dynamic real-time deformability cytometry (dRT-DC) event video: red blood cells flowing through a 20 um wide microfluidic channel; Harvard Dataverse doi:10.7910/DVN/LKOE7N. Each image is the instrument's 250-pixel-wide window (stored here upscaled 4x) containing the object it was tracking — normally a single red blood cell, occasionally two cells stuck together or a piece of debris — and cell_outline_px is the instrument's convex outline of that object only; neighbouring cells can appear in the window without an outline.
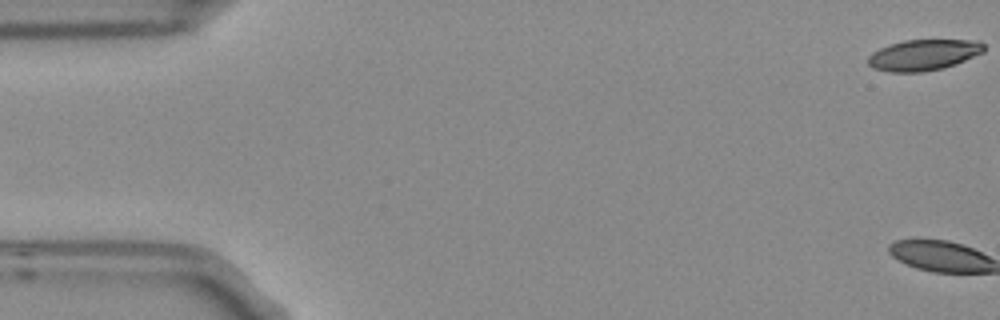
{"species": "Egyptian fruit bat (a non-hibernating species)", "species_latin": "Rousettus aegyptiacus", "temperature_condition": "room temperature", "stored_images_in_passage": 3, "camera_frame_rate_fps": 3000, "um_per_image_px": 0.085, "frame": {"image": 1, "passage_image": 3, "time_ms": 0.667, "image_size_px": [1000, 320], "cell_outline_px": [[984, 52], [964, 60], [940, 68], [920, 72], [892, 72], [872, 68], [868, 64], [868, 56], [872, 52], [888, 44], [904, 40], [980, 40], [984, 44]], "centroid_in_image_um": [78.47, 4.65], "position_along_channel_um": 6.5, "area_um2": 20.75}}